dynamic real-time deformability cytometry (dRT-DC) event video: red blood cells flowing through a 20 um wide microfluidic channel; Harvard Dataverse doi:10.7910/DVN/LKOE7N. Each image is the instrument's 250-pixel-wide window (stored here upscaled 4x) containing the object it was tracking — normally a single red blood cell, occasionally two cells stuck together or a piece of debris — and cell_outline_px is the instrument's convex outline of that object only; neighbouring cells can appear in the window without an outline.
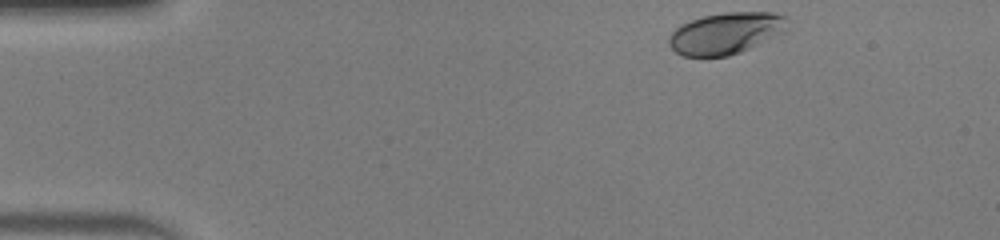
{"species": "human", "species_latin": "Homo sapiens", "temperature_condition": "warm", "stored_images_in_passage": 40, "camera_frame_rate_fps": 3000, "um_per_image_px": 0.085, "donor": {"sex": "male"}, "frame": {"image": 1, "passage_image": 1, "time_ms": 0.0, "image_size_px": [1000, 240], "cell_outline_px": [[784, 32], [740, 52], [728, 56], [684, 56], [676, 52], [668, 44], [668, 36], [680, 24], [700, 16], [724, 12], [772, 12], [784, 16]], "centroid_in_image_um": [61.61, 2.82], "position_along_channel_um": 23.4, "area_um2": 28.44}}
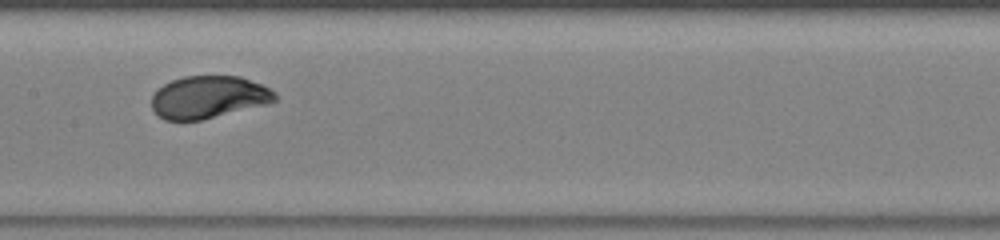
{"frame": {"image": 2, "passage_image": 20, "time_ms": 6.333, "image_size_px": [1000, 240], "cell_outline_px": [[276, 100], [272, 104], [200, 120], [164, 120], [156, 116], [152, 108], [152, 96], [164, 84], [172, 80], [184, 76], [240, 76], [260, 84], [276, 92]], "centroid_in_image_um": [17.75, 8.27], "position_along_channel_um": 189.7, "area_um2": 30.69}}
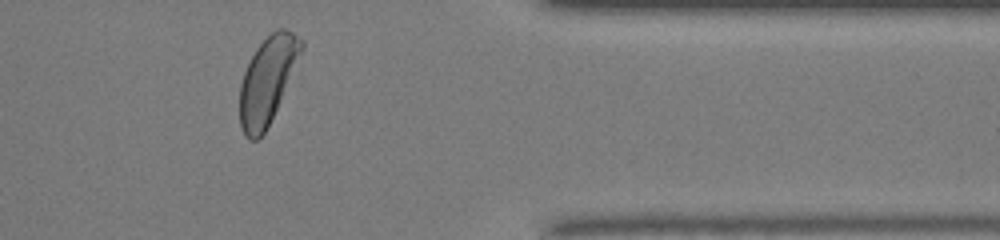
{"frame": {"image": 3, "passage_image": 36, "time_ms": 11.667, "image_size_px": [1000, 240], "cell_outline_px": [[304, 48], [276, 108], [264, 132], [256, 140], [248, 140], [244, 136], [240, 124], [240, 84], [244, 72], [256, 48], [272, 32], [280, 28], [284, 28], [292, 32], [304, 40]], "centroid_in_image_um": [22.73, 6.8], "position_along_channel_um": 388.7, "area_um2": 30.4}, "authors_computed_cell_mechanics": {"area_um2": 30.7207, "velocity_mm_per_s": 4.0534, "shape_relaxation_time_tau1_ms": 2.0486, "shape_relaxation_time_tau2_ms": null, "deformation_change_tau1": 0.1411, "deformation_change_tau2": null}}